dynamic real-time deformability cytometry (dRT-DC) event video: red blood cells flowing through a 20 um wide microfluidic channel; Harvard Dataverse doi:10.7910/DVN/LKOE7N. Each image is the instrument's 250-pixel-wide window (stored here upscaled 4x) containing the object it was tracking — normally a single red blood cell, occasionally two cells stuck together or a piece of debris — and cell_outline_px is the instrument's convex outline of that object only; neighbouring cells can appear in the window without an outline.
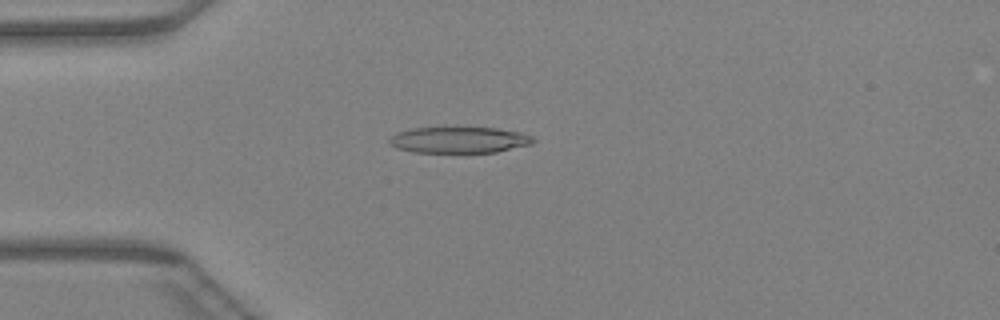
{"species": "Egyptian fruit bat (a non-hibernating species)", "species_latin": "Rousettus aegyptiacus", "temperature_condition": "warm", "stored_images_in_passage": 46, "camera_frame_rate_fps": 3000, "um_per_image_px": 0.085, "animal": {"sex": "female"}, "frame": {"image": 1, "passage_image": 12, "time_ms": 3.667, "image_size_px": [1000, 320], "cell_outline_px": [[536, 140], [532, 144], [496, 152], [412, 152], [396, 148], [388, 144], [388, 140], [396, 132], [416, 128], [496, 128], [520, 132], [532, 136]], "centroid_in_image_um": [39.02, 11.9], "position_along_channel_um": 46.0, "area_um2": 21.85}}
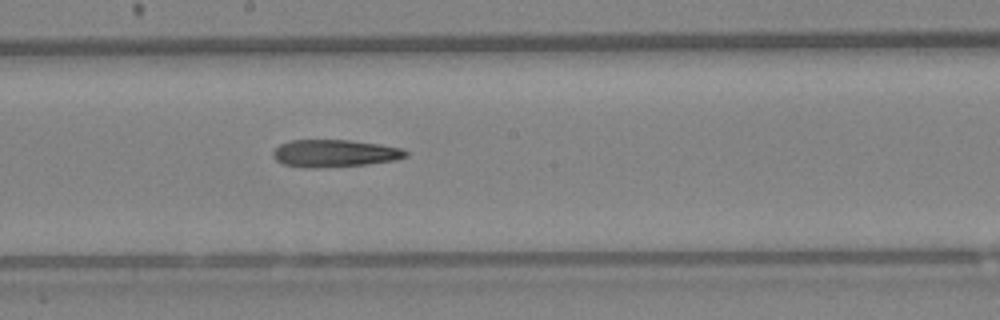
{"frame": {"image": 2, "passage_image": 25, "time_ms": 8.0, "image_size_px": [1000, 320], "cell_outline_px": [[408, 156], [396, 160], [368, 164], [316, 168], [308, 168], [284, 164], [276, 160], [272, 156], [272, 152], [280, 144], [292, 140], [348, 140], [380, 144], [404, 148], [408, 152]], "centroid_in_image_um": [28.47, 13.03], "position_along_channel_um": 219.7, "area_um2": 21.27}}
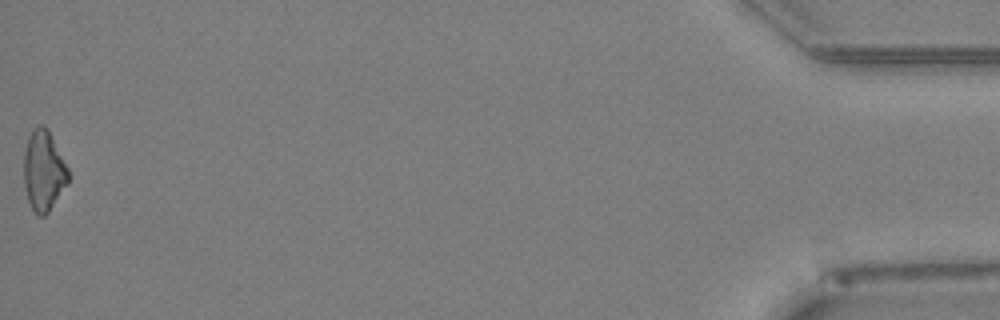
{"frame": {"image": 3, "passage_image": 46, "time_ms": 15.0, "image_size_px": [1000, 320], "cell_outline_px": [[68, 184], [48, 212], [44, 216], [36, 216], [28, 200], [24, 184], [24, 152], [28, 136], [32, 128], [36, 124], [44, 124], [48, 128], [68, 168]], "centroid_in_image_um": [3.7, 14.48], "position_along_channel_um": 431.5, "area_um2": 21.04}}